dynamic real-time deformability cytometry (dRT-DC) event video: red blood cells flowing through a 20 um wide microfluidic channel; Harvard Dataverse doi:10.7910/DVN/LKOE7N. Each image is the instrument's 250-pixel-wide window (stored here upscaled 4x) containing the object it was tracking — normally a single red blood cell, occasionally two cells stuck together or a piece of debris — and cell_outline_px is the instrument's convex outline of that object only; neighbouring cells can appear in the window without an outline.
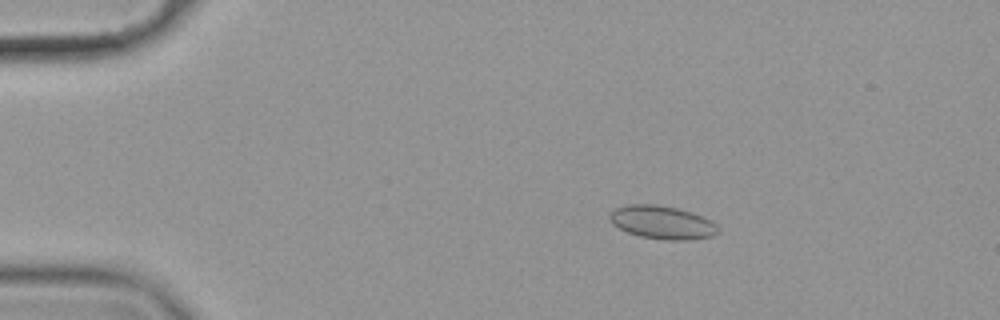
{"species": "common noctule bat (a hibernating species)", "species_latin": "Nyctalus noctula", "temperature_condition": "cold", "stored_images_in_passage": 57, "camera_frame_rate_fps": 3000, "um_per_image_px": 0.085, "animal": {"sex": "female", "body_mass_g": 19.9}, "frame": {"image": 1, "passage_image": 10, "time_ms": 3.0, "image_size_px": [1000, 320], "cell_outline_px": [[720, 232], [712, 236], [688, 240], [668, 240], [640, 236], [628, 232], [612, 224], [608, 216], [608, 212], [616, 208], [628, 204], [656, 204], [676, 208], [692, 212], [712, 220], [720, 228]], "centroid_in_image_um": [56.3, 18.9], "position_along_channel_um": 28.7, "area_um2": 21.15}}
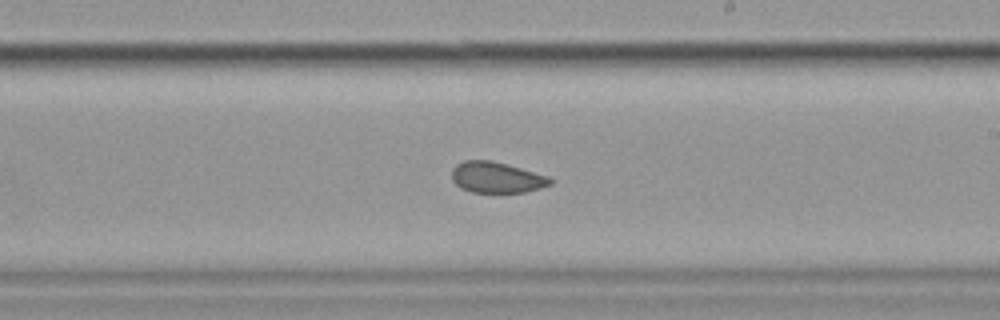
{"frame": {"image": 2, "passage_image": 34, "time_ms": 11.0, "image_size_px": [1000, 320], "cell_outline_px": [[552, 184], [540, 188], [524, 192], [472, 192], [460, 188], [452, 180], [452, 168], [456, 164], [464, 160], [492, 160], [548, 176], [552, 180]], "centroid_in_image_um": [42.18, 15.08], "position_along_channel_um": 246.8, "area_um2": 17.69}}
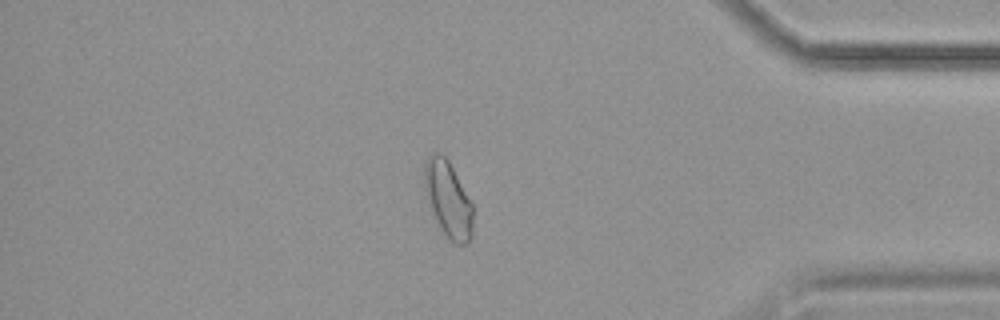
{"frame": {"image": 3, "passage_image": 49, "time_ms": 16.0, "image_size_px": [1000, 320], "cell_outline_px": [[472, 236], [464, 244], [456, 244], [448, 240], [440, 228], [436, 220], [424, 188], [424, 164], [428, 156], [436, 152], [440, 152], [448, 160], [472, 204]], "centroid_in_image_um": [38.07, 16.94], "position_along_channel_um": 397.1, "area_um2": 21.15}, "authors_computed_cell_mechanics": {"area_um2": 19.941, "velocity_mm_per_s": 3.5369, "shape_relaxation_time_tau1_ms": null, "shape_relaxation_time_tau2_ms": 1.963, "deformation_change_tau1": null, "deformation_change_tau2": 0.0627}}